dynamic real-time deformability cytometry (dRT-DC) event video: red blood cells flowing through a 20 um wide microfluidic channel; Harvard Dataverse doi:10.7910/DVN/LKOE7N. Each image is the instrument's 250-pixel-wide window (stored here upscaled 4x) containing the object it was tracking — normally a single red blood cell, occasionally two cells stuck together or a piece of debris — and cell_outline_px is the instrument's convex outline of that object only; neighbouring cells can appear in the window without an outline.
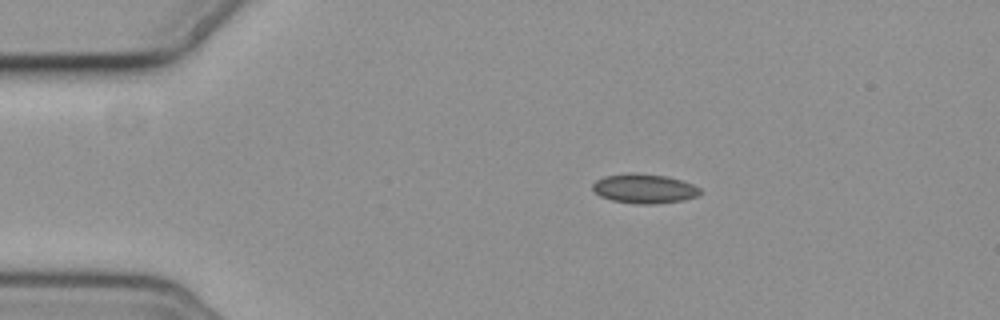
{"species": "common noctule bat (a hibernating species)", "species_latin": "Nyctalus noctula", "temperature_condition": "cold", "stored_images_in_passage": 3, "camera_frame_rate_fps": 3000, "um_per_image_px": 0.085, "animal": {"sex": "female", "body_mass_g": 19.3, "forearm_length_mm": 54.1}, "frame": {"image": 1, "passage_image": 1, "time_ms": 0.0, "image_size_px": [1000, 320], "cell_outline_px": [[704, 192], [696, 196], [684, 200], [652, 204], [640, 204], [612, 200], [600, 196], [592, 188], [592, 184], [596, 180], [604, 176], [628, 172], [636, 172], [668, 176], [692, 184], [700, 188]], "centroid_in_image_um": [54.77, 16.01], "position_along_channel_um": 30.2, "area_um2": 18.55}}